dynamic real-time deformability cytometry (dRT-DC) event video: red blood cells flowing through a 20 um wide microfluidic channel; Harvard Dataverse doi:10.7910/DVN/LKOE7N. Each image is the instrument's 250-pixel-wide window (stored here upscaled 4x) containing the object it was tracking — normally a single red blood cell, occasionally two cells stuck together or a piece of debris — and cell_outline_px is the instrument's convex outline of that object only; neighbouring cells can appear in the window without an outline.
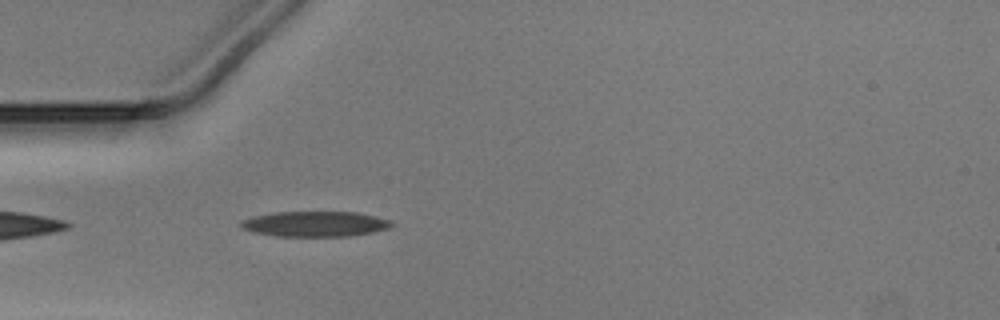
{"species": "Egyptian fruit bat (a non-hibernating species)", "species_latin": "Rousettus aegyptiacus", "temperature_condition": "warm", "stored_images_in_passage": 36, "camera_frame_rate_fps": 3000, "um_per_image_px": 0.085, "animal": {"sex": "male"}, "frame": {"image": 1, "passage_image": 1, "time_ms": 0.0, "image_size_px": [1000, 320], "cell_outline_px": [[396, 224], [392, 228], [352, 236], [276, 236], [252, 232], [240, 228], [240, 220], [252, 216], [272, 212], [356, 212], [392, 220]], "centroid_in_image_um": [26.78, 19.03], "position_along_channel_um": 58.2, "area_um2": 22.6}}
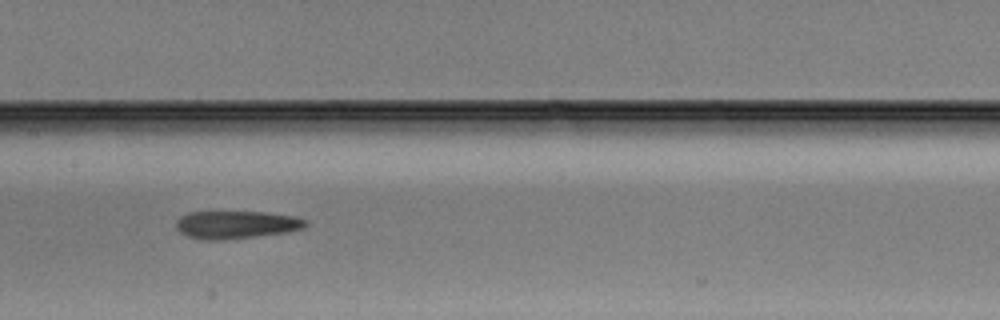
{"frame": {"image": 2, "passage_image": 11, "time_ms": 3.333, "image_size_px": [1000, 320], "cell_outline_px": [[308, 224], [300, 228], [288, 232], [256, 236], [220, 240], [204, 240], [184, 236], [176, 228], [176, 220], [180, 216], [188, 212], [268, 212], [292, 216], [308, 220]], "centroid_in_image_um": [20.03, 19.1], "position_along_channel_um": 187.4, "area_um2": 21.04}}
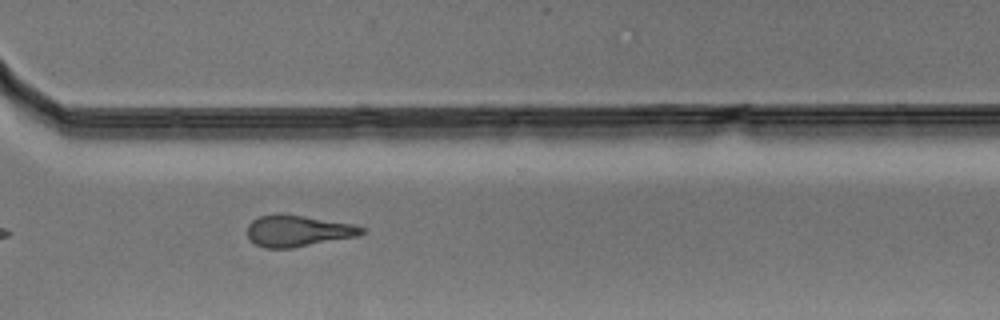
{"frame": {"image": 3, "passage_image": 23, "time_ms": 7.333, "image_size_px": [1000, 320], "cell_outline_px": [[368, 228], [364, 232], [356, 236], [292, 248], [264, 248], [256, 244], [248, 236], [248, 224], [252, 220], [260, 216], [280, 212], [284, 212], [352, 224]], "centroid_in_image_um": [25.31, 19.6], "position_along_channel_um": 345.3, "area_um2": 21.04}}